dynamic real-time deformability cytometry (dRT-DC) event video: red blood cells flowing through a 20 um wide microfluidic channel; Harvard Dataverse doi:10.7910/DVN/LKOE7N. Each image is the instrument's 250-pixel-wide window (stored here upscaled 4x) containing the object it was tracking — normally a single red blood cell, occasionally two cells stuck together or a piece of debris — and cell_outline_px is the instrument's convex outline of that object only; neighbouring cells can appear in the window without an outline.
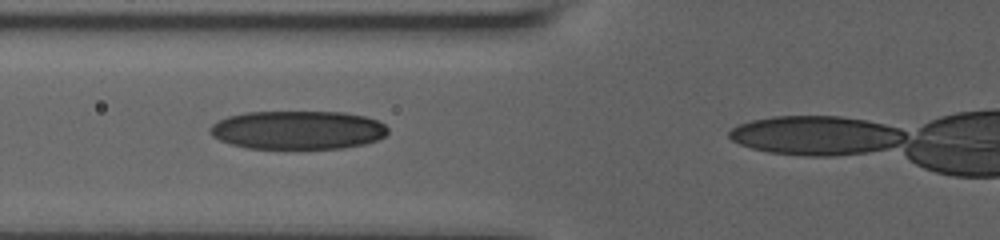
{"species": "human", "species_latin": "Homo sapiens", "temperature_condition": "room temperature", "stored_images_in_passage": 41, "camera_frame_rate_fps": 3000, "um_per_image_px": 0.085, "donor": {"sex": "male"}, "frame": {"image": 1, "passage_image": 15, "time_ms": 4.667, "image_size_px": [1000, 240], "cell_outline_px": [[388, 132], [384, 136], [376, 140], [364, 144], [344, 148], [248, 148], [232, 144], [220, 140], [212, 136], [208, 132], [212, 124], [228, 116], [244, 112], [344, 112], [364, 116], [376, 120], [384, 124], [388, 128]], "centroid_in_image_um": [25.3, 11.04], "position_along_channel_um": 100.5, "area_um2": 39.88}}
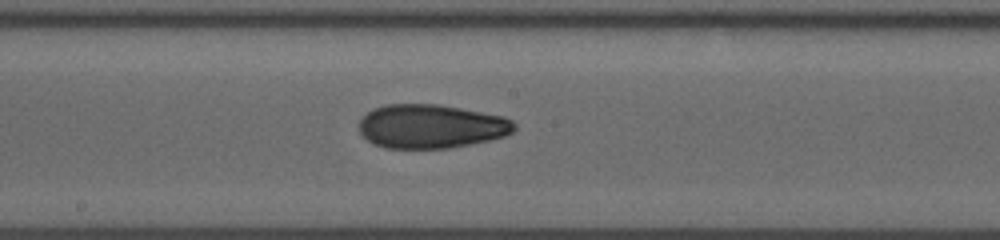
{"frame": {"image": 2, "passage_image": 24, "time_ms": 7.667, "image_size_px": [1000, 240], "cell_outline_px": [[516, 128], [512, 132], [504, 136], [488, 140], [448, 148], [384, 148], [372, 144], [360, 132], [360, 120], [372, 108], [384, 104], [436, 104], [460, 108], [504, 116], [512, 120], [516, 124]], "centroid_in_image_um": [36.63, 10.73], "position_along_channel_um": 211.6, "area_um2": 39.65}}
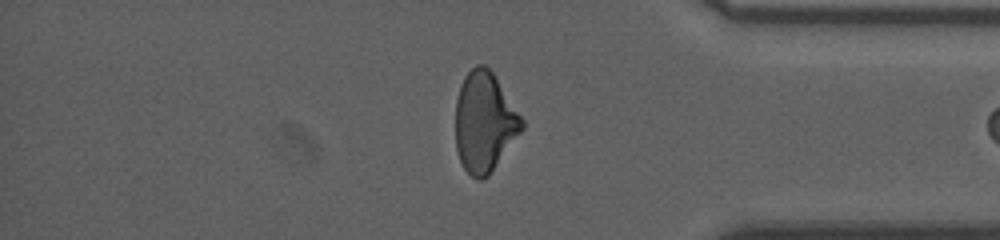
{"frame": {"image": 3, "passage_image": 40, "time_ms": 13.0, "image_size_px": [1000, 240], "cell_outline_px": [[524, 128], [488, 176], [480, 180], [476, 180], [464, 168], [460, 160], [456, 148], [456, 100], [460, 84], [464, 76], [476, 64], [484, 64], [492, 72], [524, 120]], "centroid_in_image_um": [41.17, 10.37], "position_along_channel_um": 394.0, "area_um2": 38.44}}